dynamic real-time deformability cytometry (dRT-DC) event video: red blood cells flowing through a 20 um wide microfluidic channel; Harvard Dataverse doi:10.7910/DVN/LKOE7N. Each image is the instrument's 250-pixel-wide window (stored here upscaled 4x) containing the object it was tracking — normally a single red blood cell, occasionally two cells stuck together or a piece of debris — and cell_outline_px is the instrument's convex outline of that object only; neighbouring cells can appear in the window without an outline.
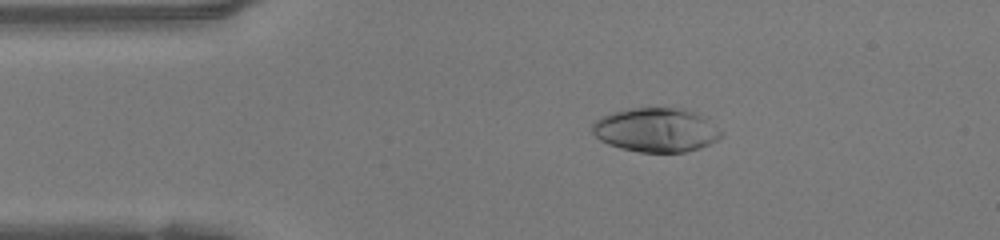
{"species": "human", "species_latin": "Homo sapiens", "temperature_condition": "warm", "stored_images_in_passage": 47, "camera_frame_rate_fps": 3000, "um_per_image_px": 0.085, "donor": {"sex": "female"}, "frame": {"image": 1, "passage_image": 8, "time_ms": 2.333, "image_size_px": [1000, 240], "cell_outline_px": [[724, 136], [700, 148], [684, 152], [640, 152], [620, 148], [608, 144], [600, 140], [592, 132], [592, 124], [600, 116], [612, 112], [628, 108], [684, 108], [696, 112], [724, 132]], "centroid_in_image_um": [55.76, 11.04], "position_along_channel_um": 29.2, "area_um2": 33.23}}
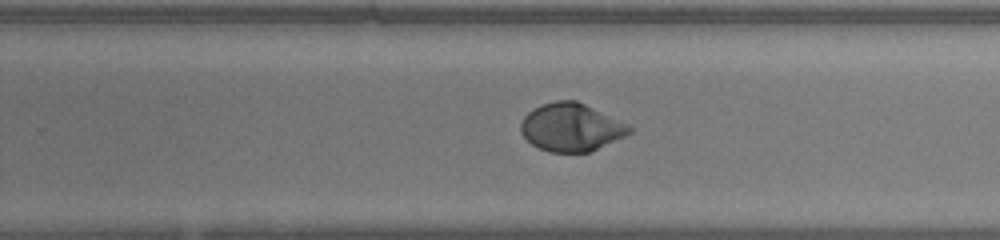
{"frame": {"image": 2, "passage_image": 29, "time_ms": 9.333, "image_size_px": [1000, 240], "cell_outline_px": [[632, 132], [624, 136], [588, 152], [548, 152], [532, 144], [520, 132], [520, 124], [524, 116], [532, 108], [540, 104], [556, 100], [576, 100], [632, 124]], "centroid_in_image_um": [48.56, 10.79], "position_along_channel_um": 281.2, "area_um2": 30.58}}
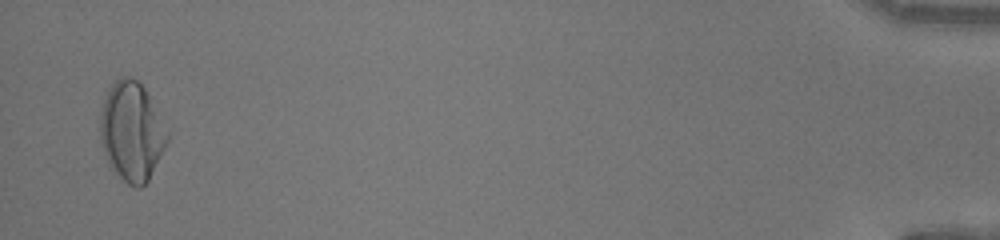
{"frame": {"image": 3, "passage_image": 46, "time_ms": 15.0, "image_size_px": [1000, 240], "cell_outline_px": [[168, 140], [148, 180], [140, 188], [136, 188], [128, 184], [108, 164], [104, 156], [100, 140], [100, 112], [108, 88], [120, 76], [132, 76], [144, 88], [168, 132]], "centroid_in_image_um": [11.15, 11.17], "position_along_channel_um": 424.0, "area_um2": 38.32}, "authors_computed_cell_mechanics": {"area_um2": 31.4432, "velocity_mm_per_s": 4.2244, "shape_relaxation_time_tau1_ms": 3.7845, "shape_relaxation_time_tau2_ms": 0.7749, "deformation_change_tau1": 0.2131, "deformation_change_tau2": 0.0274}}